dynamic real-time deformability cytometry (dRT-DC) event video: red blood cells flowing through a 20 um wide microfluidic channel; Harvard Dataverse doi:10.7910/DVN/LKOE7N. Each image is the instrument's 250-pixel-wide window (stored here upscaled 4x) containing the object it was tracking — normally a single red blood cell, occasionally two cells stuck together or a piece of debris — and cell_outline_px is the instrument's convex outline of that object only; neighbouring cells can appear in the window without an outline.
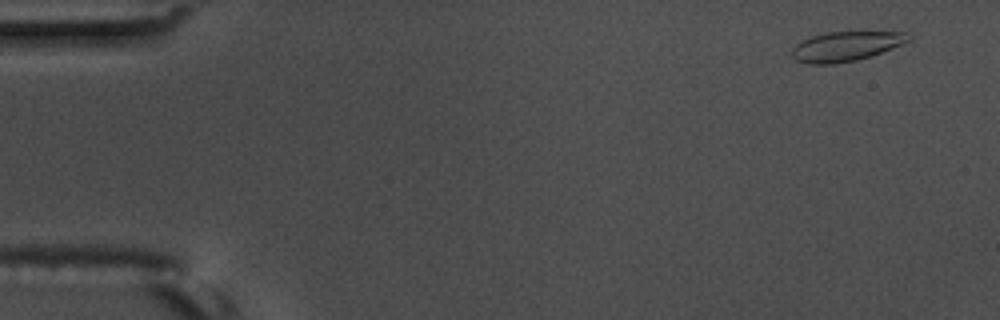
{"species": "common noctule bat (a hibernating species)", "species_latin": "Nyctalus noctula", "temperature_condition": "warm", "stored_images_in_passage": 18, "camera_frame_rate_fps": 3000, "um_per_image_px": 0.085, "animal": {"sex": "male", "body_mass_g": 17.5, "forearm_length_mm": 52.3}, "frame": {"image": 1, "passage_image": 4, "time_ms": 1.0, "image_size_px": [1000, 320], "cell_outline_px": [[912, 36], [908, 40], [900, 44], [880, 52], [856, 60], [836, 64], [808, 64], [796, 60], [792, 56], [792, 48], [796, 44], [812, 36], [828, 32], [904, 32]], "centroid_in_image_um": [71.84, 3.94], "position_along_channel_um": 13.2, "area_um2": 19.71}}